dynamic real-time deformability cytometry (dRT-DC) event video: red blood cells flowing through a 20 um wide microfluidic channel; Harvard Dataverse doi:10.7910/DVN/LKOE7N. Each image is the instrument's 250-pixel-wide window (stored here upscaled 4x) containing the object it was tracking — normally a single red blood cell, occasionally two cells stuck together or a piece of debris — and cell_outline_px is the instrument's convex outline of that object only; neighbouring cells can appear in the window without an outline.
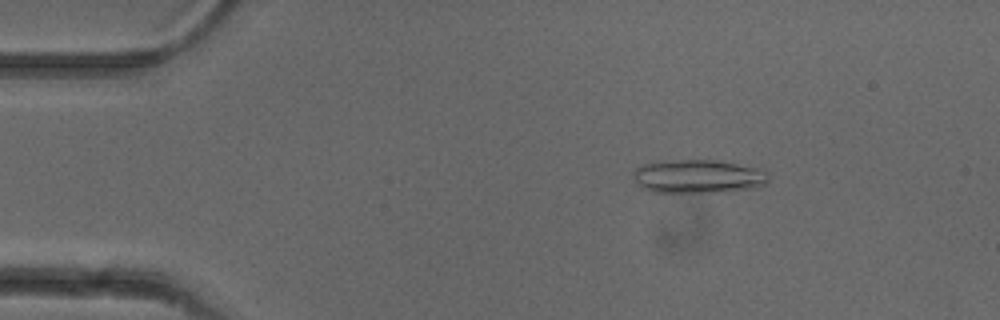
{"species": "common noctule bat (a hibernating species)", "species_latin": "Nyctalus noctula", "temperature_condition": "cold", "stored_images_in_passage": 51, "camera_frame_rate_fps": 3000, "um_per_image_px": 0.085, "animal": {"sex": "female"}, "frame": {"image": 1, "passage_image": 8, "time_ms": 2.333, "image_size_px": [1000, 320], "cell_outline_px": [[768, 180], [764, 184], [752, 188], [732, 192], [652, 192], [636, 184], [632, 172], [636, 168], [644, 164], [664, 160], [716, 160], [756, 168], [768, 172]], "centroid_in_image_um": [59.31, 15.0], "position_along_channel_um": 25.7, "area_um2": 26.53}}
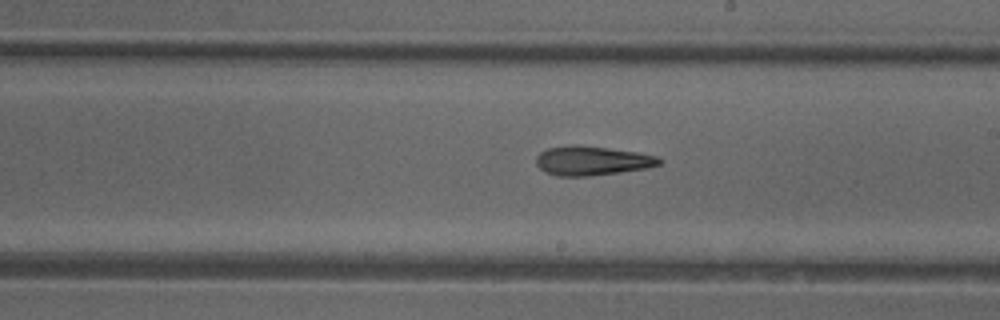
{"frame": {"image": 2, "passage_image": 29, "time_ms": 9.333, "image_size_px": [1000, 320], "cell_outline_px": [[664, 160], [660, 164], [648, 168], [620, 172], [588, 176], [556, 176], [544, 172], [536, 164], [536, 156], [540, 152], [548, 148], [572, 144], [576, 144], [608, 148], [636, 152], [656, 156]], "centroid_in_image_um": [50.3, 13.66], "position_along_channel_um": 238.7, "area_um2": 21.1}}
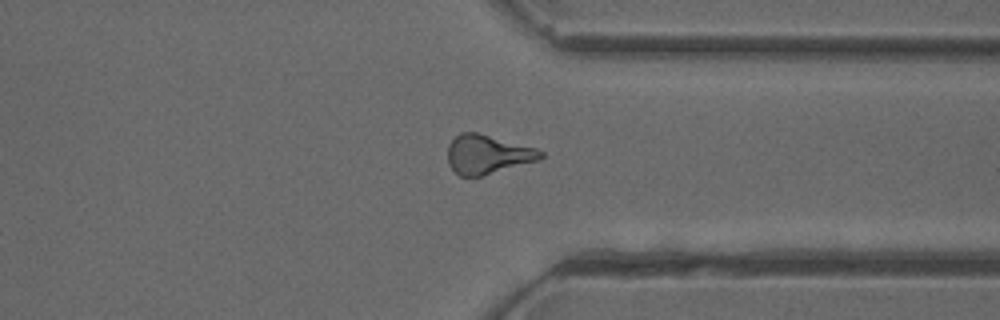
{"frame": {"image": 3, "passage_image": 39, "time_ms": 12.667, "image_size_px": [1000, 320], "cell_outline_px": [[544, 156], [540, 160], [480, 176], [460, 176], [448, 164], [448, 144], [460, 132], [476, 132], [536, 148], [544, 152]], "centroid_in_image_um": [41.44, 13.12], "position_along_channel_um": 370.0, "area_um2": 20.98}, "authors_computed_cell_mechanics": {"area_um2": 21.097, "velocity_mm_per_s": 3.9894, "shape_relaxation_time_tau1_ms": 11.3894, "shape_relaxation_time_tau2_ms": 9.0187, "deformation_change_tau1": 0.2657, "deformation_change_tau2": 0.2625}}